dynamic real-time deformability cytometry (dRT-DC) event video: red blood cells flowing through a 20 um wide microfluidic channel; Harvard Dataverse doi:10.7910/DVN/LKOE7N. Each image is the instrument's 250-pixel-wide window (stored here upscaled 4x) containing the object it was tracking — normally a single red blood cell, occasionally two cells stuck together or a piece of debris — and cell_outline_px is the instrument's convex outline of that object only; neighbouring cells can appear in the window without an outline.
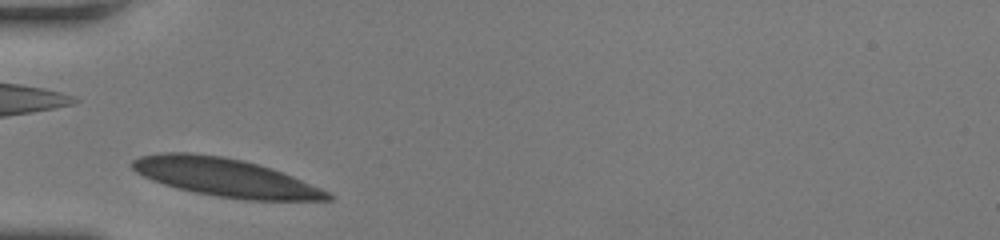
{"species": "human", "species_latin": "Homo sapiens", "temperature_condition": "room temperature", "stored_images_in_passage": 27, "camera_frame_rate_fps": 3000, "um_per_image_px": 0.085, "donor": {"sex": "female"}, "frame": {"image": 1, "passage_image": 1, "time_ms": 0.0, "image_size_px": [1000, 240], "cell_outline_px": [[332, 200], [244, 200], [216, 196], [176, 188], [152, 180], [136, 172], [132, 168], [132, 160], [140, 156], [164, 152], [192, 152], [220, 156], [244, 160], [272, 168], [292, 176], [320, 188], [328, 192], [332, 196]], "centroid_in_image_um": [19.12, 15.07], "position_along_channel_um": 65.9, "area_um2": 43.29}}
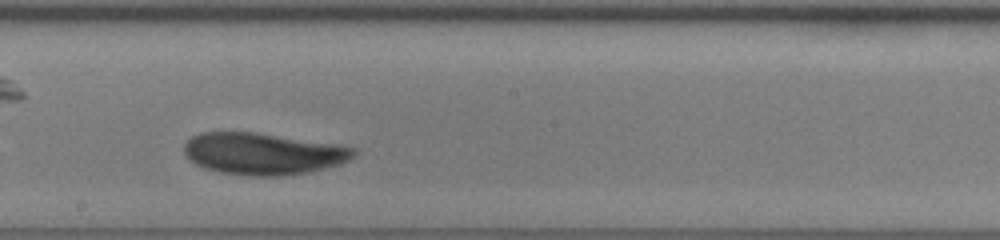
{"frame": {"image": 2, "passage_image": 14, "time_ms": 4.333, "image_size_px": [1000, 240], "cell_outline_px": [[356, 156], [340, 164], [308, 172], [280, 176], [252, 176], [220, 172], [204, 168], [196, 164], [184, 152], [184, 144], [192, 136], [200, 132], [256, 132], [332, 144], [356, 148]], "centroid_in_image_um": [22.35, 13.06], "position_along_channel_um": 225.9, "area_um2": 40.98}}
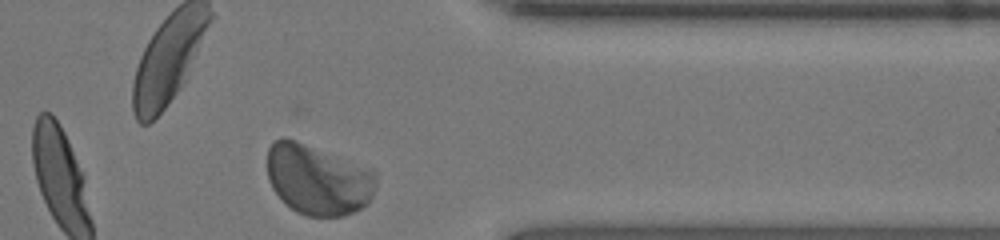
{"frame": {"image": 3, "passage_image": 27, "time_ms": 8.667, "image_size_px": [1000, 240], "cell_outline_px": [[376, 188], [372, 196], [360, 208], [344, 216], [308, 216], [296, 212], [272, 188], [268, 180], [268, 148], [280, 136], [284, 136], [296, 140], [372, 168], [376, 172]], "centroid_in_image_um": [27.03, 15.24], "position_along_channel_um": 384.4, "area_um2": 44.62}, "authors_computed_cell_mechanics": {"area_um2": 41.7894, "velocity_mm_per_s": 3.7949, "shape_relaxation_time_tau1_ms": 3.3745, "shape_relaxation_time_tau2_ms": 1.3829, "deformation_change_tau1": 0.1167, "deformation_change_tau2": 0.046}}